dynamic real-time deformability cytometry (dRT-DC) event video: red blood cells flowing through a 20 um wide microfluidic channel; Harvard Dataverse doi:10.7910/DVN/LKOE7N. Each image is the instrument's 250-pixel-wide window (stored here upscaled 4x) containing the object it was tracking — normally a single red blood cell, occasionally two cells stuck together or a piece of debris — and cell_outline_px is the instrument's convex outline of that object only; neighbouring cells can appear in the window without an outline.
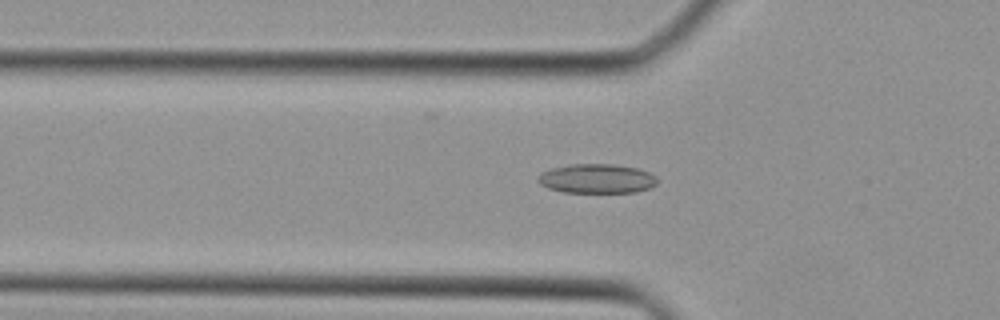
{"species": "Egyptian fruit bat (a non-hibernating species)", "species_latin": "Rousettus aegyptiacus", "temperature_condition": "cold", "stored_images_in_passage": 33, "camera_frame_rate_fps": 3000, "um_per_image_px": 0.085, "animal": {"sex": "female"}, "frame": {"image": 1, "passage_image": 7, "time_ms": 2.0, "image_size_px": [1000, 320], "cell_outline_px": [[656, 184], [648, 188], [636, 192], [564, 192], [548, 188], [540, 184], [536, 180], [536, 176], [540, 172], [552, 168], [568, 164], [612, 164], [636, 168], [648, 172], [656, 176]], "centroid_in_image_um": [50.66, 15.18], "position_along_channel_um": 75.1, "area_um2": 20.4}}
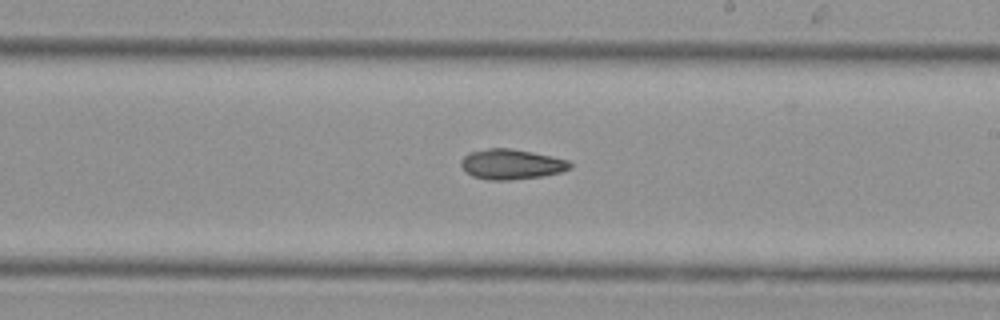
{"frame": {"image": 2, "passage_image": 17, "time_ms": 5.333, "image_size_px": [1000, 320], "cell_outline_px": [[572, 168], [560, 172], [544, 176], [508, 180], [488, 180], [472, 176], [464, 172], [460, 164], [460, 160], [468, 152], [488, 148], [508, 148], [532, 152], [552, 156], [568, 160], [572, 164]], "centroid_in_image_um": [43.44, 13.96], "position_along_channel_um": 245.6, "area_um2": 19.36}}
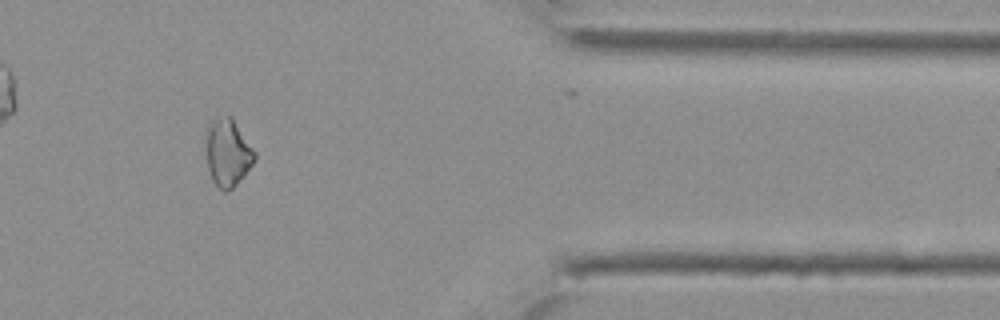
{"frame": {"image": 3, "passage_image": 27, "time_ms": 8.667, "image_size_px": [1000, 320], "cell_outline_px": [[256, 160], [244, 176], [232, 188], [224, 192], [212, 180], [208, 168], [204, 132], [208, 124], [212, 120], [228, 116], [232, 116], [256, 152]], "centroid_in_image_um": [19.35, 12.96], "position_along_channel_um": 392.0, "area_um2": 19.36}}